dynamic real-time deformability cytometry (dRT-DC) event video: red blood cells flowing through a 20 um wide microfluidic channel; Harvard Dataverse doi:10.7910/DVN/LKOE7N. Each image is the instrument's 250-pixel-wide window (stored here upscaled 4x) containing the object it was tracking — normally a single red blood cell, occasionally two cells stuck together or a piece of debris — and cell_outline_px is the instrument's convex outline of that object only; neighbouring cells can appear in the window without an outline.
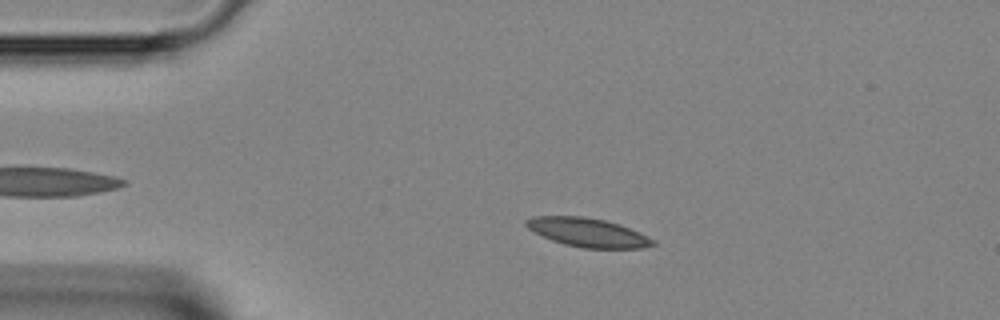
{"species": "Egyptian fruit bat (a non-hibernating species)", "species_latin": "Rousettus aegyptiacus", "temperature_condition": "room temperature", "stored_images_in_passage": 44, "camera_frame_rate_fps": 3000, "um_per_image_px": 0.085, "animal": {"sex": "female"}, "frame": {"image": 1, "passage_image": 8, "time_ms": 2.333, "image_size_px": [1000, 320], "cell_outline_px": [[656, 244], [644, 248], [584, 248], [564, 244], [552, 240], [528, 228], [524, 224], [524, 220], [532, 216], [584, 216], [604, 220], [620, 224], [640, 232], [652, 240]], "centroid_in_image_um": [49.95, 19.75], "position_along_channel_um": 35.1, "area_um2": 21.15}}
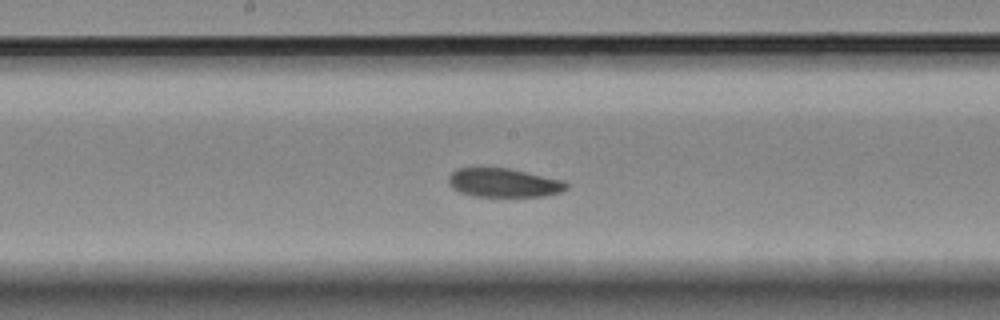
{"frame": {"image": 2, "passage_image": 22, "time_ms": 7.0, "image_size_px": [1000, 320], "cell_outline_px": [[568, 188], [560, 192], [544, 196], [472, 196], [460, 192], [452, 188], [448, 184], [448, 176], [456, 168], [508, 168], [564, 180], [568, 184]], "centroid_in_image_um": [42.8, 15.53], "position_along_channel_um": 205.4, "area_um2": 19.83}}
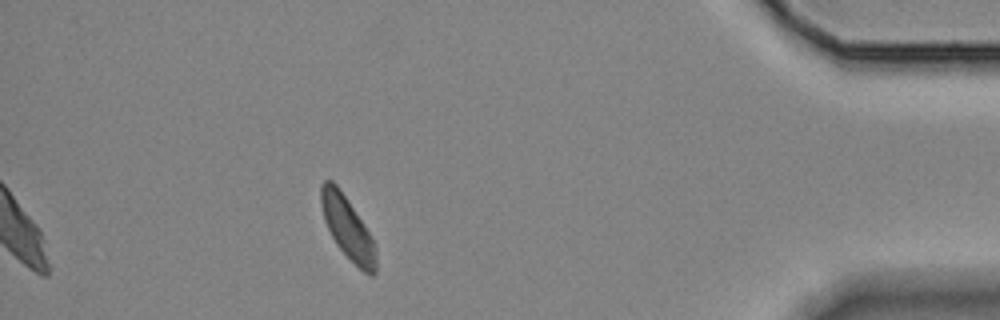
{"frame": {"image": 3, "passage_image": 39, "time_ms": 12.667, "image_size_px": [1000, 320], "cell_outline_px": [[376, 272], [372, 276], [364, 272], [336, 244], [324, 220], [320, 204], [320, 184], [324, 180], [332, 180], [340, 188], [364, 224], [376, 248]], "centroid_in_image_um": [29.52, 19.32], "position_along_channel_um": 405.7, "area_um2": 19.71}}